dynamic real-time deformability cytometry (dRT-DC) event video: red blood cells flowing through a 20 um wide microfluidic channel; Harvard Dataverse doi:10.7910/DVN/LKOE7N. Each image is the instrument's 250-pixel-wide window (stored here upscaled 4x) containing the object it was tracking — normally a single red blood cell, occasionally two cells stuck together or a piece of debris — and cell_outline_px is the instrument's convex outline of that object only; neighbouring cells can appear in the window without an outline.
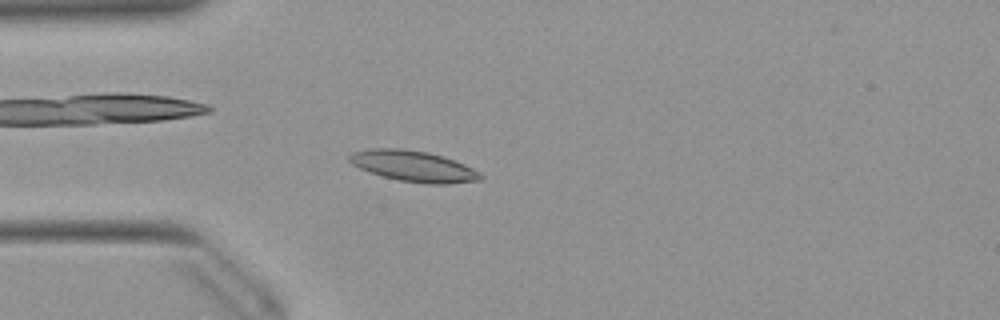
{"species": "Egyptian fruit bat (a non-hibernating species)", "species_latin": "Rousettus aegyptiacus", "temperature_condition": "warm", "stored_images_in_passage": 50, "camera_frame_rate_fps": 3000, "um_per_image_px": 0.085, "animal": {"sex": "female"}, "frame": {"image": 1, "passage_image": 13, "time_ms": 4.0, "image_size_px": [1000, 320], "cell_outline_px": [[484, 176], [480, 180], [448, 184], [424, 184], [400, 180], [368, 172], [352, 164], [348, 160], [348, 156], [352, 152], [372, 148], [400, 148], [428, 152], [464, 164], [480, 172]], "centroid_in_image_um": [35.13, 14.13], "position_along_channel_um": 49.9, "area_um2": 23.52}}
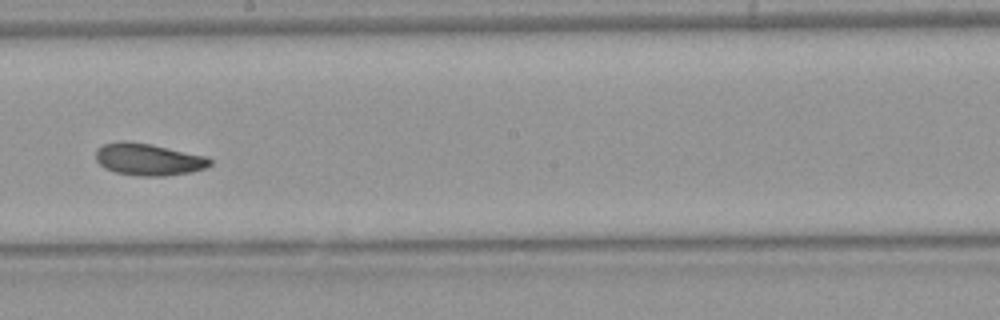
{"frame": {"image": 2, "passage_image": 28, "time_ms": 9.0, "image_size_px": [1000, 320], "cell_outline_px": [[212, 164], [204, 168], [192, 172], [164, 176], [140, 176], [116, 172], [104, 168], [96, 160], [96, 148], [104, 144], [120, 140], [128, 140], [152, 144], [208, 156], [212, 160]], "centroid_in_image_um": [12.62, 13.53], "position_along_channel_um": 235.6, "area_um2": 21.62}}
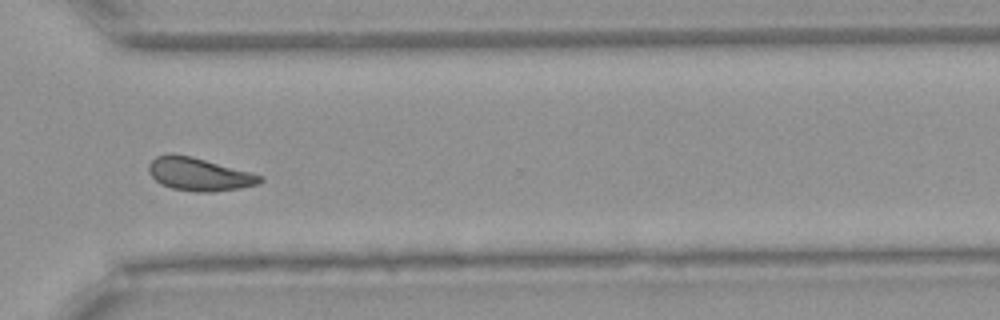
{"frame": {"image": 3, "passage_image": 37, "time_ms": 12.0, "image_size_px": [1000, 320], "cell_outline_px": [[264, 180], [260, 184], [240, 188], [212, 192], [196, 192], [172, 188], [160, 184], [148, 172], [148, 164], [156, 156], [172, 152], [192, 156], [264, 176]], "centroid_in_image_um": [16.91, 14.8], "position_along_channel_um": 353.7, "area_um2": 21.62}, "authors_computed_cell_mechanics": {"area_um2": 21.386, "velocity_mm_per_s": 3.9221, "shape_relaxation_time_tau1_ms": 4.5514, "shape_relaxation_time_tau2_ms": 5.2374, "deformation_change_tau1": 0.1109, "deformation_change_tau2": 0.1203}}